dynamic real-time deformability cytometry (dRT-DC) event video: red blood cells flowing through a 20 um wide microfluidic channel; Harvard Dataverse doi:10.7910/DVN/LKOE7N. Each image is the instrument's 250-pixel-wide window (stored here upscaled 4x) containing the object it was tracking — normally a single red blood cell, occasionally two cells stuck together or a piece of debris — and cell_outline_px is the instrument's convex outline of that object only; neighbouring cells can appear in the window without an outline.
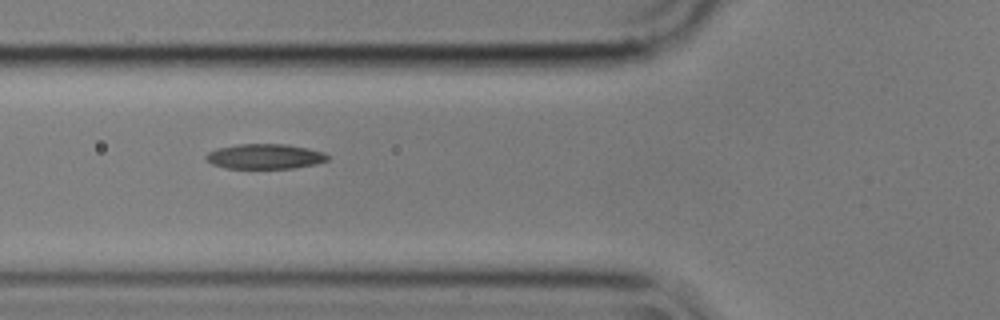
{"species": "common noctule bat (a hibernating species)", "species_latin": "Nyctalus noctula", "temperature_condition": "cold", "stored_images_in_passage": 6, "camera_frame_rate_fps": 3000, "um_per_image_px": 0.085, "animal": {"sex": "male", "body_mass_g": 17.9}, "frame": {"image": 1, "passage_image": 5, "time_ms": 1.333, "image_size_px": [1000, 320], "cell_outline_px": [[328, 160], [316, 164], [296, 168], [224, 168], [212, 164], [204, 156], [208, 152], [216, 148], [240, 144], [288, 144], [308, 148], [324, 152], [328, 156]], "centroid_in_image_um": [22.52, 13.29], "position_along_channel_um": 103.3, "area_um2": 17.8}}
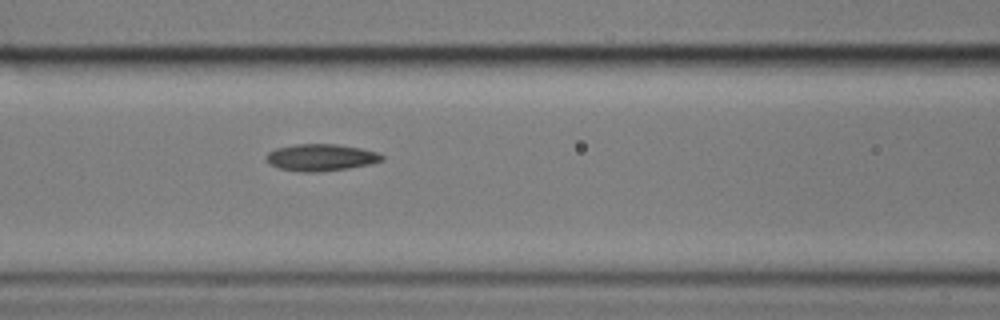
{"frame": {"image": 2, "passage_image": 6, "time_ms": 1.667, "image_size_px": [1000, 320], "cell_outline_px": [[384, 160], [372, 164], [348, 168], [320, 172], [300, 172], [280, 168], [272, 164], [268, 160], [268, 152], [276, 148], [296, 144], [336, 144], [360, 148], [376, 152], [384, 156]], "centroid_in_image_um": [27.33, 13.38], "position_along_channel_um": 139.3, "area_um2": 17.98}}